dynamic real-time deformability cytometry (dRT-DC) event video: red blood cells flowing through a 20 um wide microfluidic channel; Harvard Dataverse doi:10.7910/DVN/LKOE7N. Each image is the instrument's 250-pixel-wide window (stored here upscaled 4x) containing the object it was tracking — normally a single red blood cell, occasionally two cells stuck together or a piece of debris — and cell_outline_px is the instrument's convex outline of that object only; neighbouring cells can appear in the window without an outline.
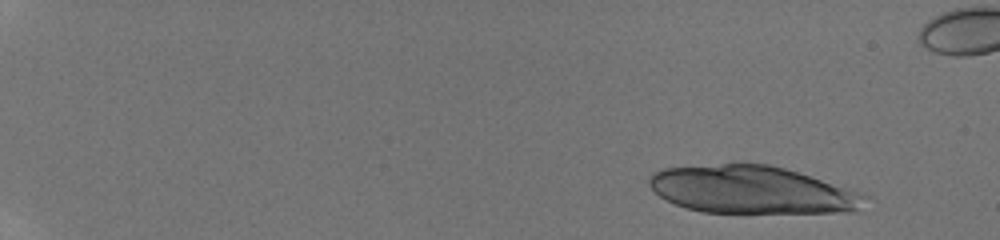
{"species": "human", "species_latin": "Homo sapiens", "temperature_condition": "room temperature", "stored_images_in_passage": 27, "camera_frame_rate_fps": 3000, "um_per_image_px": 0.085, "donor": {"sex": "male"}, "frame": {"image": 1, "passage_image": 5, "time_ms": 1.0, "image_size_px": [1000, 240], "cell_outline_px": [[868, 196], [852, 212], [704, 212], [688, 208], [676, 204], [660, 196], [648, 184], [648, 176], [652, 172], [664, 168], [720, 164], [768, 164], [784, 168]], "centroid_in_image_um": [63.79, 16.13], "position_along_channel_um": 21.2, "area_um2": 58.55}}